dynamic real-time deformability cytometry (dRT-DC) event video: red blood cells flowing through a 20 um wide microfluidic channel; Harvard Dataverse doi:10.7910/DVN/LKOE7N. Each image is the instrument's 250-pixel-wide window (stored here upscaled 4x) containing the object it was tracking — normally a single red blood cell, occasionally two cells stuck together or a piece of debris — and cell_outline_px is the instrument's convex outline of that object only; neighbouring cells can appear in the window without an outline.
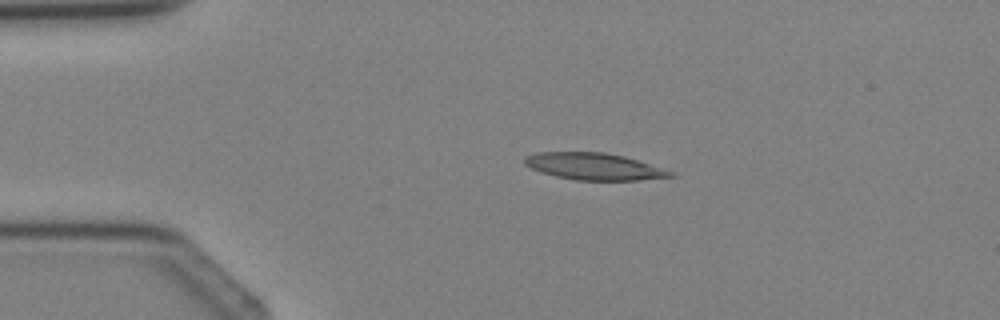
{"species": "Egyptian fruit bat (a non-hibernating species)", "species_latin": "Rousettus aegyptiacus", "temperature_condition": "cold", "stored_images_in_passage": 2, "camera_frame_rate_fps": 3000, "um_per_image_px": 0.085, "animal": {"sex": "female"}, "frame": {"image": 1, "passage_image": 1, "time_ms": 0.0, "image_size_px": [1000, 320], "cell_outline_px": [[680, 176], [640, 180], [576, 180], [556, 176], [540, 172], [524, 164], [524, 156], [536, 152], [604, 152], [624, 156], [676, 172]], "centroid_in_image_um": [50.53, 14.15], "position_along_channel_um": 34.5, "area_um2": 23.0}}